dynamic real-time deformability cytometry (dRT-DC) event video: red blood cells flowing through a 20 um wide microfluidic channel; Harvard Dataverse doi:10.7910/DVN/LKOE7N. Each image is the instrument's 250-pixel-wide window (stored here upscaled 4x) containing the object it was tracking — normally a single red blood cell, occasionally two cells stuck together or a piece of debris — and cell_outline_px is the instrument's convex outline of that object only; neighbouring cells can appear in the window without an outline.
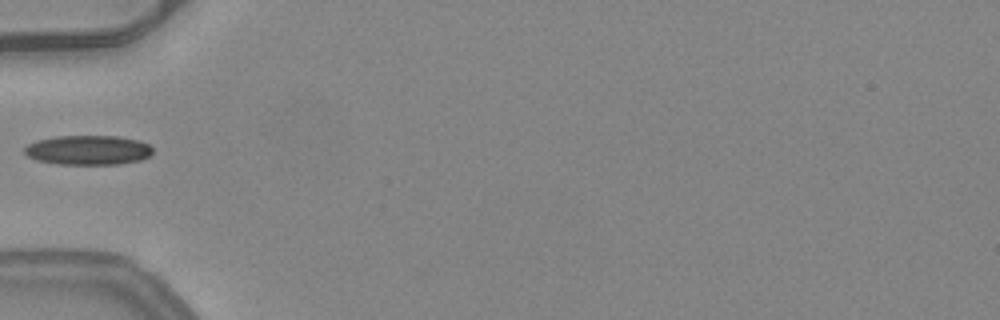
{"species": "common noctule bat (a hibernating species)", "species_latin": "Nyctalus noctula", "temperature_condition": "warm", "stored_images_in_passage": 34, "camera_frame_rate_fps": 3000, "um_per_image_px": 0.085, "animal": {"sex": "female", "body_mass_g": 24.6, "forearm_length_mm": 56.2}, "frame": {"image": 1, "passage_image": 1, "time_ms": 0.0, "image_size_px": [1000, 320], "cell_outline_px": [[152, 152], [148, 156], [140, 160], [120, 164], [56, 164], [36, 160], [28, 156], [24, 152], [24, 148], [28, 144], [36, 140], [56, 136], [116, 136], [140, 140], [148, 144], [152, 148]], "centroid_in_image_um": [7.47, 12.75], "position_along_channel_um": 77.5, "area_um2": 22.14}}
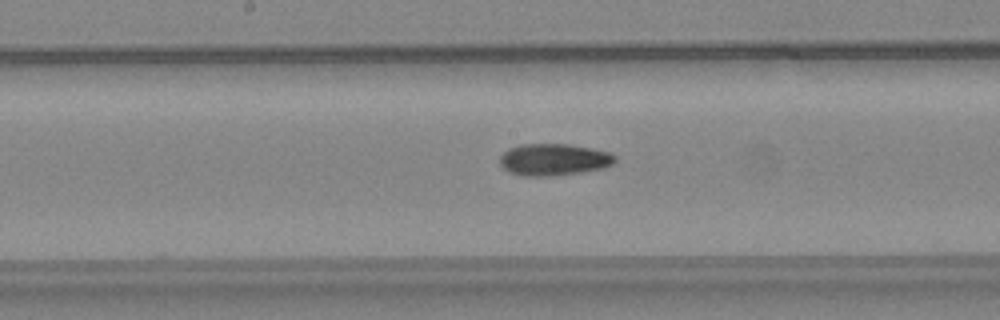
{"frame": {"image": 2, "passage_image": 10, "time_ms": 3.0, "image_size_px": [1000, 320], "cell_outline_px": [[616, 160], [612, 164], [604, 168], [580, 172], [548, 176], [520, 176], [508, 172], [500, 164], [500, 156], [508, 148], [520, 144], [568, 144], [592, 148], [608, 152], [616, 156]], "centroid_in_image_um": [47.04, 13.56], "position_along_channel_um": 201.2, "area_um2": 21.44}}